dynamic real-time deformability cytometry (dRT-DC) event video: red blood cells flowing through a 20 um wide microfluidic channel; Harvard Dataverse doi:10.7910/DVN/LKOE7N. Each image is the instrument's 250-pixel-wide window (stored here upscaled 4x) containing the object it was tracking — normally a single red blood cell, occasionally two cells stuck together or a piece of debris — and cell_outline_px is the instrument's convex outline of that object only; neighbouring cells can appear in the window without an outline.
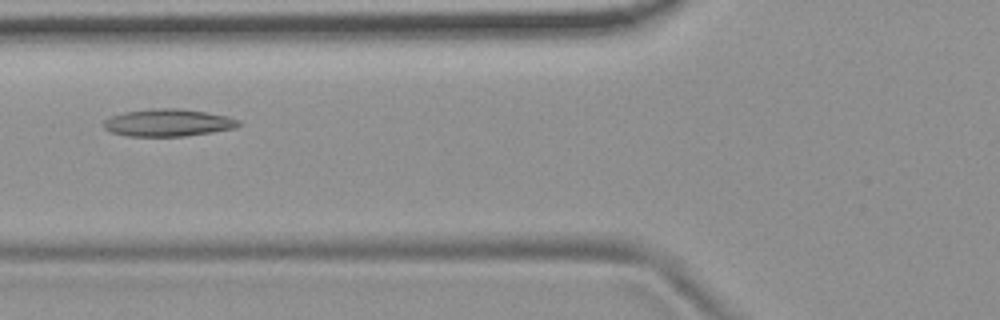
{"species": "common noctule bat (a hibernating species)", "species_latin": "Nyctalus noctula", "temperature_condition": "room temperature", "stored_images_in_passage": 7, "camera_frame_rate_fps": 3000, "um_per_image_px": 0.085, "animal": {"sex": "female", "body_mass_g": 19.9}, "frame": {"image": 1, "passage_image": 5, "time_ms": 1.333, "image_size_px": [1000, 320], "cell_outline_px": [[244, 124], [236, 128], [212, 132], [184, 136], [128, 136], [112, 132], [104, 128], [104, 120], [112, 116], [124, 112], [152, 108], [180, 108], [228, 116], [240, 120]], "centroid_in_image_um": [14.33, 10.42], "position_along_channel_um": 111.5, "area_um2": 21.56}}
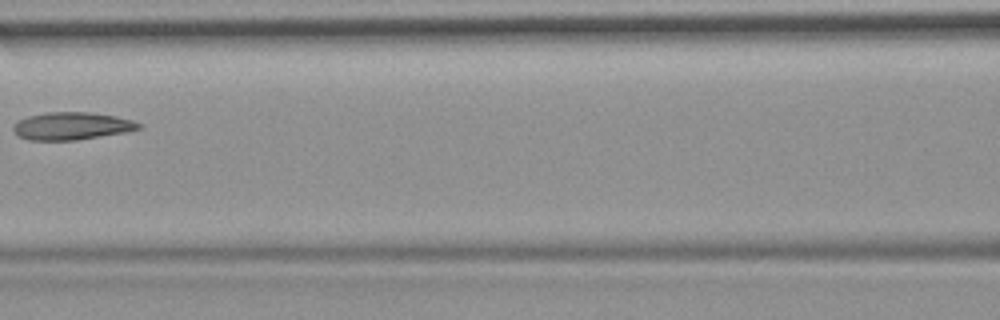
{"frame": {"image": 2, "passage_image": 6, "time_ms": 1.667, "image_size_px": [1000, 320], "cell_outline_px": [[144, 124], [140, 128], [124, 132], [76, 140], [28, 140], [16, 136], [12, 128], [20, 120], [28, 116], [48, 112], [88, 112], [116, 116], [132, 120]], "centroid_in_image_um": [6.09, 10.71], "position_along_channel_um": 160.5, "area_um2": 20.06}}